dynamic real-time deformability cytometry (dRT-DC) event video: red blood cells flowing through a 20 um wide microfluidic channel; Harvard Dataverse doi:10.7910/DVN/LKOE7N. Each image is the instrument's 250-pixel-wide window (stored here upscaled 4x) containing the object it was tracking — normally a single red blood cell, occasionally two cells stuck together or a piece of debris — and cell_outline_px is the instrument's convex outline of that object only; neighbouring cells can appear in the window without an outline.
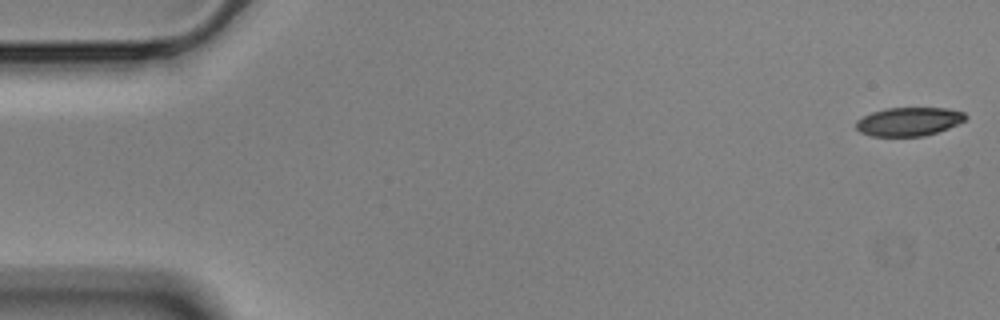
{"species": "Egyptian fruit bat (a non-hibernating species)", "species_latin": "Rousettus aegyptiacus", "temperature_condition": "cold", "stored_images_in_passage": 56, "camera_frame_rate_fps": 3000, "um_per_image_px": 0.085, "animal": {"sex": "male"}, "frame": {"image": 1, "passage_image": 1, "time_ms": 0.0, "image_size_px": [1000, 320], "cell_outline_px": [[968, 116], [964, 120], [948, 128], [924, 136], [872, 136], [860, 132], [856, 128], [856, 120], [872, 112], [884, 108], [948, 108], [964, 112]], "centroid_in_image_um": [77.24, 10.33], "position_along_channel_um": 7.8, "area_um2": 18.21}}
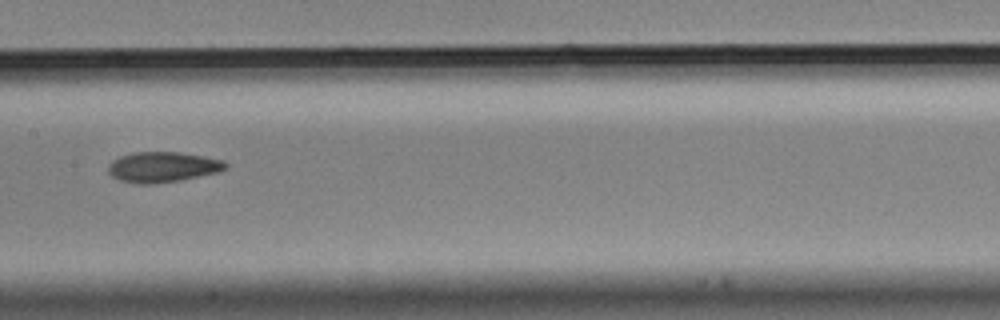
{"frame": {"image": 2, "passage_image": 28, "time_ms": 9.0, "image_size_px": [1000, 320], "cell_outline_px": [[228, 168], [220, 172], [180, 180], [152, 184], [136, 184], [120, 180], [112, 176], [108, 172], [108, 164], [112, 160], [120, 156], [136, 152], [180, 152], [204, 156], [224, 160], [228, 164]], "centroid_in_image_um": [13.85, 14.2], "position_along_channel_um": 193.5, "area_um2": 20.98}}
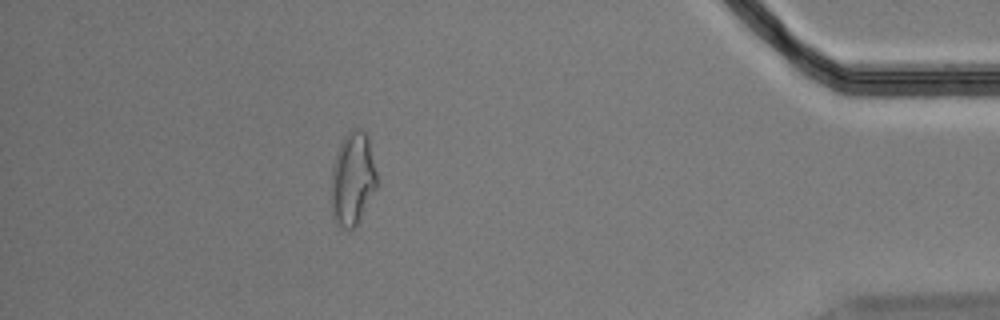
{"frame": {"image": 3, "passage_image": 50, "time_ms": 16.333, "image_size_px": [1000, 320], "cell_outline_px": [[380, 184], [356, 224], [352, 228], [344, 228], [336, 224], [332, 216], [332, 168], [336, 152], [344, 136], [352, 128], [360, 128], [368, 136]], "centroid_in_image_um": [30.01, 15.17], "position_along_channel_um": 405.2, "area_um2": 25.03}, "authors_computed_cell_mechanics": {"area_um2": 20.6635, "velocity_mm_per_s": 3.5383, "shape_relaxation_time_tau1_ms": 5.1558, "shape_relaxation_time_tau2_ms": 3.8393, "deformation_change_tau1": 0.166, "deformation_change_tau2": 0.1102}}